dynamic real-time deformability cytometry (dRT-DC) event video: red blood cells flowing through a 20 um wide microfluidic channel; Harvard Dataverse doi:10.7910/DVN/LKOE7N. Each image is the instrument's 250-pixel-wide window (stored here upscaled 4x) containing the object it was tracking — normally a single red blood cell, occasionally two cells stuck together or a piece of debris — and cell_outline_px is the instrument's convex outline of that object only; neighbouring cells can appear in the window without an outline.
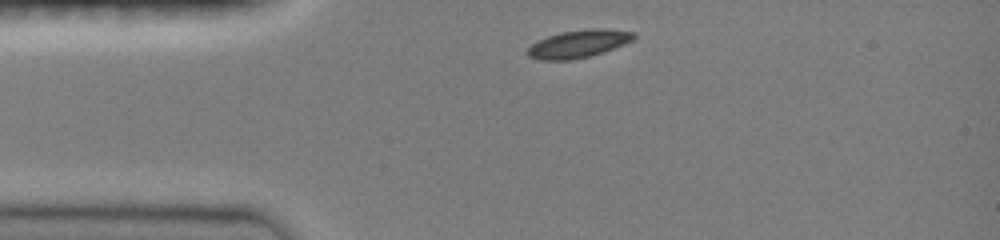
{"species": "common noctule bat (a hibernating species)", "species_latin": "Nyctalus noctula", "temperature_condition": "room temperature", "stored_images_in_passage": 33, "camera_frame_rate_fps": 3000, "um_per_image_px": 0.085, "animal": {"sex": "female", "body_mass_g": 19.0, "forearm_length_mm": 51.5}, "frame": {"image": 1, "passage_image": 1, "time_ms": 0.0, "image_size_px": [1000, 240], "cell_outline_px": [[636, 36], [632, 40], [624, 44], [588, 56], [572, 60], [540, 60], [528, 56], [528, 48], [532, 44], [548, 36], [560, 32], [588, 28], [600, 28], [636, 32]], "centroid_in_image_um": [49.17, 3.71], "position_along_channel_um": 35.8, "area_um2": 16.94}}
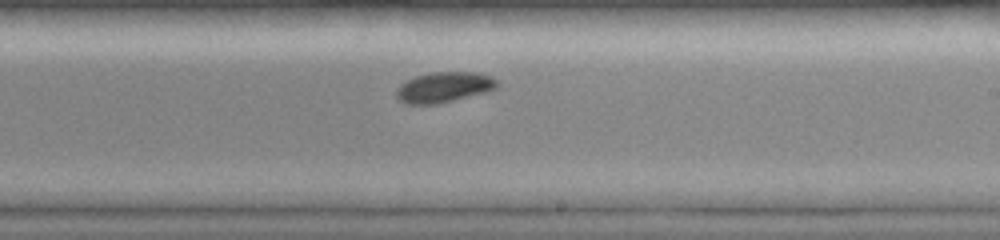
{"frame": {"image": 2, "passage_image": 19, "time_ms": 6.0, "image_size_px": [1000, 240], "cell_outline_px": [[500, 84], [496, 88], [488, 92], [440, 104], [404, 104], [396, 96], [396, 88], [400, 84], [416, 76], [432, 72], [476, 72], [492, 76]], "centroid_in_image_um": [37.77, 7.42], "position_along_channel_um": 251.2, "area_um2": 18.15}}
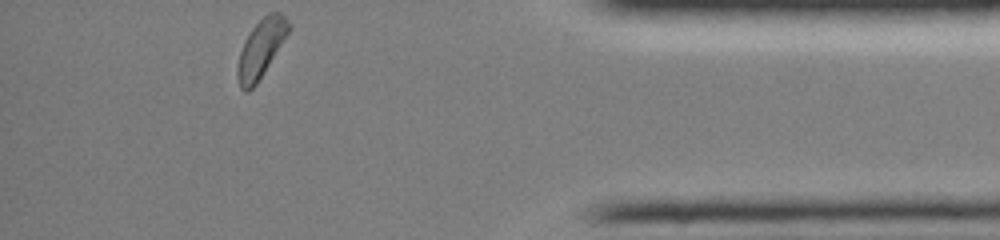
{"frame": {"image": 3, "passage_image": 33, "time_ms": 10.667, "image_size_px": [1000, 240], "cell_outline_px": [[292, 28], [256, 84], [248, 92], [244, 92], [240, 88], [236, 76], [236, 68], [240, 52], [244, 40], [252, 28], [268, 12], [280, 12], [288, 20]], "centroid_in_image_um": [22.17, 4.13], "position_along_channel_um": 413.0, "area_um2": 17.28}, "authors_computed_cell_mechanics": {"area_um2": 17.5134, "velocity_mm_per_s": 4.0378, "shape_relaxation_time_tau1_ms": 1.7654, "shape_relaxation_time_tau2_ms": null, "deformation_change_tau1": 0.06, "deformation_change_tau2": null}}